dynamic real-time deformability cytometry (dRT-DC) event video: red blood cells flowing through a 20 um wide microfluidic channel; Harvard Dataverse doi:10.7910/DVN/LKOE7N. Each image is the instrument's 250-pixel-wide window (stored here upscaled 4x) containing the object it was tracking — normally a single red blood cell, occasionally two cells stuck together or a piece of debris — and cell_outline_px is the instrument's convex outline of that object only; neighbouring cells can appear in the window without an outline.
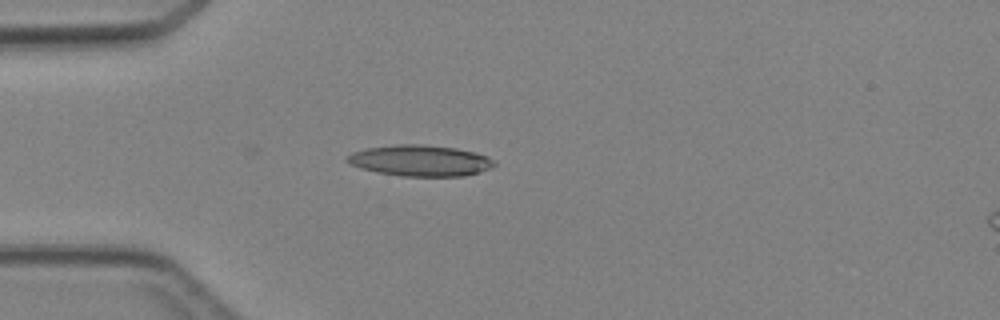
{"species": "Egyptian fruit bat (a non-hibernating species)", "species_latin": "Rousettus aegyptiacus", "temperature_condition": "cold", "stored_images_in_passage": 3, "camera_frame_rate_fps": 3000, "um_per_image_px": 0.085, "animal": {"sex": "female"}, "frame": {"image": 1, "passage_image": 3, "time_ms": 2.333, "image_size_px": [1000, 320], "cell_outline_px": [[496, 164], [480, 172], [464, 176], [400, 176], [376, 172], [360, 168], [348, 164], [344, 160], [344, 156], [352, 152], [364, 148], [396, 144], [424, 144], [456, 148], [476, 152], [488, 156]], "centroid_in_image_um": [35.64, 13.64], "position_along_channel_um": 49.4, "area_um2": 26.99}}